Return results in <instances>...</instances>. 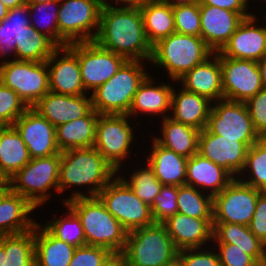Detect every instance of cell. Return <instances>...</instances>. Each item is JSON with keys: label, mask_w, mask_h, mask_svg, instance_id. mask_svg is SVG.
Wrapping results in <instances>:
<instances>
[{"label": "cell", "mask_w": 266, "mask_h": 266, "mask_svg": "<svg viewBox=\"0 0 266 266\" xmlns=\"http://www.w3.org/2000/svg\"><path fill=\"white\" fill-rule=\"evenodd\" d=\"M95 41L126 60L150 61L152 56L139 7H115L104 2Z\"/></svg>", "instance_id": "obj_1"}, {"label": "cell", "mask_w": 266, "mask_h": 266, "mask_svg": "<svg viewBox=\"0 0 266 266\" xmlns=\"http://www.w3.org/2000/svg\"><path fill=\"white\" fill-rule=\"evenodd\" d=\"M73 192L71 198L63 202L80 218L86 244L104 247L119 257L125 249L128 231L98 197Z\"/></svg>", "instance_id": "obj_2"}, {"label": "cell", "mask_w": 266, "mask_h": 266, "mask_svg": "<svg viewBox=\"0 0 266 266\" xmlns=\"http://www.w3.org/2000/svg\"><path fill=\"white\" fill-rule=\"evenodd\" d=\"M60 159V193L73 185H93L89 197H97L118 172L94 147L62 151Z\"/></svg>", "instance_id": "obj_3"}, {"label": "cell", "mask_w": 266, "mask_h": 266, "mask_svg": "<svg viewBox=\"0 0 266 266\" xmlns=\"http://www.w3.org/2000/svg\"><path fill=\"white\" fill-rule=\"evenodd\" d=\"M177 254L164 223L154 222L128 232L118 261L124 266H165L173 262Z\"/></svg>", "instance_id": "obj_4"}, {"label": "cell", "mask_w": 266, "mask_h": 266, "mask_svg": "<svg viewBox=\"0 0 266 266\" xmlns=\"http://www.w3.org/2000/svg\"><path fill=\"white\" fill-rule=\"evenodd\" d=\"M142 61L126 60L119 70L91 94L98 114L127 115L140 84L148 76Z\"/></svg>", "instance_id": "obj_5"}, {"label": "cell", "mask_w": 266, "mask_h": 266, "mask_svg": "<svg viewBox=\"0 0 266 266\" xmlns=\"http://www.w3.org/2000/svg\"><path fill=\"white\" fill-rule=\"evenodd\" d=\"M213 53L201 37L175 32L152 46L150 62L165 67L169 77L178 80Z\"/></svg>", "instance_id": "obj_6"}, {"label": "cell", "mask_w": 266, "mask_h": 266, "mask_svg": "<svg viewBox=\"0 0 266 266\" xmlns=\"http://www.w3.org/2000/svg\"><path fill=\"white\" fill-rule=\"evenodd\" d=\"M60 164V154L32 158L8 180L9 188L37 208L51 196L49 188L59 192Z\"/></svg>", "instance_id": "obj_7"}, {"label": "cell", "mask_w": 266, "mask_h": 266, "mask_svg": "<svg viewBox=\"0 0 266 266\" xmlns=\"http://www.w3.org/2000/svg\"><path fill=\"white\" fill-rule=\"evenodd\" d=\"M60 0L58 12L59 47L95 41L104 0ZM97 28L94 32V29ZM93 29V30H92ZM92 30V31H91Z\"/></svg>", "instance_id": "obj_8"}, {"label": "cell", "mask_w": 266, "mask_h": 266, "mask_svg": "<svg viewBox=\"0 0 266 266\" xmlns=\"http://www.w3.org/2000/svg\"><path fill=\"white\" fill-rule=\"evenodd\" d=\"M0 64V82L15 91L29 108L50 91L46 61L13 59Z\"/></svg>", "instance_id": "obj_9"}, {"label": "cell", "mask_w": 266, "mask_h": 266, "mask_svg": "<svg viewBox=\"0 0 266 266\" xmlns=\"http://www.w3.org/2000/svg\"><path fill=\"white\" fill-rule=\"evenodd\" d=\"M97 197L128 232L154 223L151 207L135 195L122 177L116 176Z\"/></svg>", "instance_id": "obj_10"}, {"label": "cell", "mask_w": 266, "mask_h": 266, "mask_svg": "<svg viewBox=\"0 0 266 266\" xmlns=\"http://www.w3.org/2000/svg\"><path fill=\"white\" fill-rule=\"evenodd\" d=\"M214 103L207 125L212 133L236 139L248 148L261 139L255 131L245 102L221 99Z\"/></svg>", "instance_id": "obj_11"}, {"label": "cell", "mask_w": 266, "mask_h": 266, "mask_svg": "<svg viewBox=\"0 0 266 266\" xmlns=\"http://www.w3.org/2000/svg\"><path fill=\"white\" fill-rule=\"evenodd\" d=\"M263 191L235 178L213 197V223H236L249 226Z\"/></svg>", "instance_id": "obj_12"}, {"label": "cell", "mask_w": 266, "mask_h": 266, "mask_svg": "<svg viewBox=\"0 0 266 266\" xmlns=\"http://www.w3.org/2000/svg\"><path fill=\"white\" fill-rule=\"evenodd\" d=\"M128 117V115L100 114L96 123L93 147L117 171L129 153V146L134 138L127 121Z\"/></svg>", "instance_id": "obj_13"}, {"label": "cell", "mask_w": 266, "mask_h": 266, "mask_svg": "<svg viewBox=\"0 0 266 266\" xmlns=\"http://www.w3.org/2000/svg\"><path fill=\"white\" fill-rule=\"evenodd\" d=\"M77 58L85 92L88 89L95 91L126 61L123 56L101 47L96 41L77 42Z\"/></svg>", "instance_id": "obj_14"}, {"label": "cell", "mask_w": 266, "mask_h": 266, "mask_svg": "<svg viewBox=\"0 0 266 266\" xmlns=\"http://www.w3.org/2000/svg\"><path fill=\"white\" fill-rule=\"evenodd\" d=\"M219 59L224 99L246 102L264 88L256 61L233 59L220 54Z\"/></svg>", "instance_id": "obj_15"}, {"label": "cell", "mask_w": 266, "mask_h": 266, "mask_svg": "<svg viewBox=\"0 0 266 266\" xmlns=\"http://www.w3.org/2000/svg\"><path fill=\"white\" fill-rule=\"evenodd\" d=\"M62 50V51H61ZM59 51L63 57L59 58ZM59 60H58V59ZM49 73L50 92L79 96L84 95L80 64L77 58V43L58 47L46 61Z\"/></svg>", "instance_id": "obj_16"}, {"label": "cell", "mask_w": 266, "mask_h": 266, "mask_svg": "<svg viewBox=\"0 0 266 266\" xmlns=\"http://www.w3.org/2000/svg\"><path fill=\"white\" fill-rule=\"evenodd\" d=\"M13 126L25 142L31 159L61 154L56 143V127L33 108H28Z\"/></svg>", "instance_id": "obj_17"}, {"label": "cell", "mask_w": 266, "mask_h": 266, "mask_svg": "<svg viewBox=\"0 0 266 266\" xmlns=\"http://www.w3.org/2000/svg\"><path fill=\"white\" fill-rule=\"evenodd\" d=\"M247 151L248 147L243 142L223 138L207 127L199 133L198 153L223 167L233 177L235 174L242 175Z\"/></svg>", "instance_id": "obj_18"}, {"label": "cell", "mask_w": 266, "mask_h": 266, "mask_svg": "<svg viewBox=\"0 0 266 266\" xmlns=\"http://www.w3.org/2000/svg\"><path fill=\"white\" fill-rule=\"evenodd\" d=\"M251 15L253 14L237 13L211 5H200V37L214 53L219 52L240 23Z\"/></svg>", "instance_id": "obj_19"}, {"label": "cell", "mask_w": 266, "mask_h": 266, "mask_svg": "<svg viewBox=\"0 0 266 266\" xmlns=\"http://www.w3.org/2000/svg\"><path fill=\"white\" fill-rule=\"evenodd\" d=\"M255 20L253 15L245 18L218 53L224 57L256 62L266 55V27L254 26Z\"/></svg>", "instance_id": "obj_20"}, {"label": "cell", "mask_w": 266, "mask_h": 266, "mask_svg": "<svg viewBox=\"0 0 266 266\" xmlns=\"http://www.w3.org/2000/svg\"><path fill=\"white\" fill-rule=\"evenodd\" d=\"M164 225L178 251L201 249L206 241L213 239V218H195L177 212Z\"/></svg>", "instance_id": "obj_21"}, {"label": "cell", "mask_w": 266, "mask_h": 266, "mask_svg": "<svg viewBox=\"0 0 266 266\" xmlns=\"http://www.w3.org/2000/svg\"><path fill=\"white\" fill-rule=\"evenodd\" d=\"M85 95L69 96L49 91L32 108L57 127L85 116L92 109L91 97L88 99Z\"/></svg>", "instance_id": "obj_22"}, {"label": "cell", "mask_w": 266, "mask_h": 266, "mask_svg": "<svg viewBox=\"0 0 266 266\" xmlns=\"http://www.w3.org/2000/svg\"><path fill=\"white\" fill-rule=\"evenodd\" d=\"M213 55L214 61L207 58L178 79L183 82V89L207 97L210 101L224 99L219 53Z\"/></svg>", "instance_id": "obj_23"}, {"label": "cell", "mask_w": 266, "mask_h": 266, "mask_svg": "<svg viewBox=\"0 0 266 266\" xmlns=\"http://www.w3.org/2000/svg\"><path fill=\"white\" fill-rule=\"evenodd\" d=\"M34 209L26 198L8 188L0 198V236L33 229L36 223L27 216Z\"/></svg>", "instance_id": "obj_24"}, {"label": "cell", "mask_w": 266, "mask_h": 266, "mask_svg": "<svg viewBox=\"0 0 266 266\" xmlns=\"http://www.w3.org/2000/svg\"><path fill=\"white\" fill-rule=\"evenodd\" d=\"M234 178L223 167L199 153L188 158L186 184L201 187V189H210L209 195L212 197L219 194Z\"/></svg>", "instance_id": "obj_25"}, {"label": "cell", "mask_w": 266, "mask_h": 266, "mask_svg": "<svg viewBox=\"0 0 266 266\" xmlns=\"http://www.w3.org/2000/svg\"><path fill=\"white\" fill-rule=\"evenodd\" d=\"M172 91L171 109L173 120L203 130L207 127L211 101L202 95L188 92L181 88L179 94Z\"/></svg>", "instance_id": "obj_26"}, {"label": "cell", "mask_w": 266, "mask_h": 266, "mask_svg": "<svg viewBox=\"0 0 266 266\" xmlns=\"http://www.w3.org/2000/svg\"><path fill=\"white\" fill-rule=\"evenodd\" d=\"M99 115L92 108L85 116L57 126L56 143L59 150L93 147Z\"/></svg>", "instance_id": "obj_27"}, {"label": "cell", "mask_w": 266, "mask_h": 266, "mask_svg": "<svg viewBox=\"0 0 266 266\" xmlns=\"http://www.w3.org/2000/svg\"><path fill=\"white\" fill-rule=\"evenodd\" d=\"M153 151L147 158L162 185L181 186L186 184L188 158L164 148L153 139Z\"/></svg>", "instance_id": "obj_28"}, {"label": "cell", "mask_w": 266, "mask_h": 266, "mask_svg": "<svg viewBox=\"0 0 266 266\" xmlns=\"http://www.w3.org/2000/svg\"><path fill=\"white\" fill-rule=\"evenodd\" d=\"M31 160L21 135L12 126L0 128V179L9 180Z\"/></svg>", "instance_id": "obj_29"}, {"label": "cell", "mask_w": 266, "mask_h": 266, "mask_svg": "<svg viewBox=\"0 0 266 266\" xmlns=\"http://www.w3.org/2000/svg\"><path fill=\"white\" fill-rule=\"evenodd\" d=\"M34 242L35 266H69L76 249L54 237L45 227L41 229L37 222L34 226Z\"/></svg>", "instance_id": "obj_30"}, {"label": "cell", "mask_w": 266, "mask_h": 266, "mask_svg": "<svg viewBox=\"0 0 266 266\" xmlns=\"http://www.w3.org/2000/svg\"><path fill=\"white\" fill-rule=\"evenodd\" d=\"M213 239L217 243L238 246L259 264L266 261V244L253 234L249 226L236 223H213Z\"/></svg>", "instance_id": "obj_31"}, {"label": "cell", "mask_w": 266, "mask_h": 266, "mask_svg": "<svg viewBox=\"0 0 266 266\" xmlns=\"http://www.w3.org/2000/svg\"><path fill=\"white\" fill-rule=\"evenodd\" d=\"M162 121L163 137L154 138L158 144L186 158L198 153L200 130L177 122L168 116H165Z\"/></svg>", "instance_id": "obj_32"}, {"label": "cell", "mask_w": 266, "mask_h": 266, "mask_svg": "<svg viewBox=\"0 0 266 266\" xmlns=\"http://www.w3.org/2000/svg\"><path fill=\"white\" fill-rule=\"evenodd\" d=\"M147 40L153 46L176 32L172 6L163 0H155L140 7Z\"/></svg>", "instance_id": "obj_33"}, {"label": "cell", "mask_w": 266, "mask_h": 266, "mask_svg": "<svg viewBox=\"0 0 266 266\" xmlns=\"http://www.w3.org/2000/svg\"><path fill=\"white\" fill-rule=\"evenodd\" d=\"M152 78L149 75L140 84L136 91L131 108L127 114L129 117L138 111L145 114H163L171 109V96L173 88L168 84L154 86ZM153 85V86H152Z\"/></svg>", "instance_id": "obj_34"}, {"label": "cell", "mask_w": 266, "mask_h": 266, "mask_svg": "<svg viewBox=\"0 0 266 266\" xmlns=\"http://www.w3.org/2000/svg\"><path fill=\"white\" fill-rule=\"evenodd\" d=\"M2 266H35L34 228L24 233L3 235Z\"/></svg>", "instance_id": "obj_35"}, {"label": "cell", "mask_w": 266, "mask_h": 266, "mask_svg": "<svg viewBox=\"0 0 266 266\" xmlns=\"http://www.w3.org/2000/svg\"><path fill=\"white\" fill-rule=\"evenodd\" d=\"M57 48L49 37L29 25L16 42L15 56L16 60L44 62Z\"/></svg>", "instance_id": "obj_36"}, {"label": "cell", "mask_w": 266, "mask_h": 266, "mask_svg": "<svg viewBox=\"0 0 266 266\" xmlns=\"http://www.w3.org/2000/svg\"><path fill=\"white\" fill-rule=\"evenodd\" d=\"M29 14L28 4L9 9L6 17L0 22V56L10 51H16V42L20 36L31 25L26 16Z\"/></svg>", "instance_id": "obj_37"}, {"label": "cell", "mask_w": 266, "mask_h": 266, "mask_svg": "<svg viewBox=\"0 0 266 266\" xmlns=\"http://www.w3.org/2000/svg\"><path fill=\"white\" fill-rule=\"evenodd\" d=\"M178 213L195 218H213V197H204L197 188L191 185L178 187Z\"/></svg>", "instance_id": "obj_38"}, {"label": "cell", "mask_w": 266, "mask_h": 266, "mask_svg": "<svg viewBox=\"0 0 266 266\" xmlns=\"http://www.w3.org/2000/svg\"><path fill=\"white\" fill-rule=\"evenodd\" d=\"M69 214L65 218L54 219V221H47L44 227L56 238L67 242L74 247L86 245V238L80 218L77 214L68 207ZM50 222V223H49Z\"/></svg>", "instance_id": "obj_39"}, {"label": "cell", "mask_w": 266, "mask_h": 266, "mask_svg": "<svg viewBox=\"0 0 266 266\" xmlns=\"http://www.w3.org/2000/svg\"><path fill=\"white\" fill-rule=\"evenodd\" d=\"M252 172V177L249 180L242 182L251 185L252 187L266 192V139L261 138L248 148L245 165L243 171Z\"/></svg>", "instance_id": "obj_40"}, {"label": "cell", "mask_w": 266, "mask_h": 266, "mask_svg": "<svg viewBox=\"0 0 266 266\" xmlns=\"http://www.w3.org/2000/svg\"><path fill=\"white\" fill-rule=\"evenodd\" d=\"M136 172L131 175V178L124 182L130 186L135 195L144 203L151 206L154 199L160 193L162 183L157 179L153 169L148 165L144 169L135 170Z\"/></svg>", "instance_id": "obj_41"}, {"label": "cell", "mask_w": 266, "mask_h": 266, "mask_svg": "<svg viewBox=\"0 0 266 266\" xmlns=\"http://www.w3.org/2000/svg\"><path fill=\"white\" fill-rule=\"evenodd\" d=\"M117 261L110 250L86 244L76 247L69 266H113Z\"/></svg>", "instance_id": "obj_42"}, {"label": "cell", "mask_w": 266, "mask_h": 266, "mask_svg": "<svg viewBox=\"0 0 266 266\" xmlns=\"http://www.w3.org/2000/svg\"><path fill=\"white\" fill-rule=\"evenodd\" d=\"M176 33L200 37L199 2L172 7Z\"/></svg>", "instance_id": "obj_43"}, {"label": "cell", "mask_w": 266, "mask_h": 266, "mask_svg": "<svg viewBox=\"0 0 266 266\" xmlns=\"http://www.w3.org/2000/svg\"><path fill=\"white\" fill-rule=\"evenodd\" d=\"M29 107L11 88L0 82V124L12 126Z\"/></svg>", "instance_id": "obj_44"}, {"label": "cell", "mask_w": 266, "mask_h": 266, "mask_svg": "<svg viewBox=\"0 0 266 266\" xmlns=\"http://www.w3.org/2000/svg\"><path fill=\"white\" fill-rule=\"evenodd\" d=\"M177 197L178 186L162 185L160 193L150 206L154 222L164 223L178 212Z\"/></svg>", "instance_id": "obj_45"}, {"label": "cell", "mask_w": 266, "mask_h": 266, "mask_svg": "<svg viewBox=\"0 0 266 266\" xmlns=\"http://www.w3.org/2000/svg\"><path fill=\"white\" fill-rule=\"evenodd\" d=\"M59 1H52V2H47V3H38V4H31L28 5L29 8V15H32V12H42V16H43V20L44 24H41L42 22L40 21V19H38L36 22V24L34 22L31 23V25L40 33L46 35L47 37H49L58 47H59V27H58V12H59V5H58ZM58 5V6H56ZM51 6L53 9L54 6V10L51 11ZM58 7V8H57ZM52 12V13H50ZM45 15V16H44ZM49 15V16H48ZM48 17V20L46 21ZM39 23V24H38ZM41 25L40 28L37 27ZM52 24V25H51ZM47 26V27H46ZM44 27H46L44 29ZM42 30V31H41Z\"/></svg>", "instance_id": "obj_46"}, {"label": "cell", "mask_w": 266, "mask_h": 266, "mask_svg": "<svg viewBox=\"0 0 266 266\" xmlns=\"http://www.w3.org/2000/svg\"><path fill=\"white\" fill-rule=\"evenodd\" d=\"M255 131L261 138L266 137V88L257 92L245 102Z\"/></svg>", "instance_id": "obj_47"}, {"label": "cell", "mask_w": 266, "mask_h": 266, "mask_svg": "<svg viewBox=\"0 0 266 266\" xmlns=\"http://www.w3.org/2000/svg\"><path fill=\"white\" fill-rule=\"evenodd\" d=\"M217 253L221 266H259V263L238 246L230 243H218Z\"/></svg>", "instance_id": "obj_48"}, {"label": "cell", "mask_w": 266, "mask_h": 266, "mask_svg": "<svg viewBox=\"0 0 266 266\" xmlns=\"http://www.w3.org/2000/svg\"><path fill=\"white\" fill-rule=\"evenodd\" d=\"M199 251V249H183L178 251L177 258L183 266H221L218 254Z\"/></svg>", "instance_id": "obj_49"}, {"label": "cell", "mask_w": 266, "mask_h": 266, "mask_svg": "<svg viewBox=\"0 0 266 266\" xmlns=\"http://www.w3.org/2000/svg\"><path fill=\"white\" fill-rule=\"evenodd\" d=\"M249 228L257 238L266 244V192H262L257 199Z\"/></svg>", "instance_id": "obj_50"}, {"label": "cell", "mask_w": 266, "mask_h": 266, "mask_svg": "<svg viewBox=\"0 0 266 266\" xmlns=\"http://www.w3.org/2000/svg\"><path fill=\"white\" fill-rule=\"evenodd\" d=\"M249 0H199V5H211L237 13H247Z\"/></svg>", "instance_id": "obj_51"}, {"label": "cell", "mask_w": 266, "mask_h": 266, "mask_svg": "<svg viewBox=\"0 0 266 266\" xmlns=\"http://www.w3.org/2000/svg\"><path fill=\"white\" fill-rule=\"evenodd\" d=\"M120 1L125 3L123 5L127 4V7H141L144 5H147L149 2L155 1V0H115V3L118 5L120 4ZM104 2H106V0H104Z\"/></svg>", "instance_id": "obj_52"}, {"label": "cell", "mask_w": 266, "mask_h": 266, "mask_svg": "<svg viewBox=\"0 0 266 266\" xmlns=\"http://www.w3.org/2000/svg\"><path fill=\"white\" fill-rule=\"evenodd\" d=\"M257 63L260 69L263 87L266 88V55H264Z\"/></svg>", "instance_id": "obj_53"}, {"label": "cell", "mask_w": 266, "mask_h": 266, "mask_svg": "<svg viewBox=\"0 0 266 266\" xmlns=\"http://www.w3.org/2000/svg\"><path fill=\"white\" fill-rule=\"evenodd\" d=\"M163 1L170 4L172 7L180 6V5H188V4H193V3L199 2V0H174V1L163 0Z\"/></svg>", "instance_id": "obj_54"}, {"label": "cell", "mask_w": 266, "mask_h": 266, "mask_svg": "<svg viewBox=\"0 0 266 266\" xmlns=\"http://www.w3.org/2000/svg\"><path fill=\"white\" fill-rule=\"evenodd\" d=\"M8 9L21 6L25 3L24 0H0Z\"/></svg>", "instance_id": "obj_55"}, {"label": "cell", "mask_w": 266, "mask_h": 266, "mask_svg": "<svg viewBox=\"0 0 266 266\" xmlns=\"http://www.w3.org/2000/svg\"><path fill=\"white\" fill-rule=\"evenodd\" d=\"M9 9L0 1V22L6 17Z\"/></svg>", "instance_id": "obj_56"}, {"label": "cell", "mask_w": 266, "mask_h": 266, "mask_svg": "<svg viewBox=\"0 0 266 266\" xmlns=\"http://www.w3.org/2000/svg\"><path fill=\"white\" fill-rule=\"evenodd\" d=\"M9 188L8 180L0 179V198L2 194Z\"/></svg>", "instance_id": "obj_57"}, {"label": "cell", "mask_w": 266, "mask_h": 266, "mask_svg": "<svg viewBox=\"0 0 266 266\" xmlns=\"http://www.w3.org/2000/svg\"><path fill=\"white\" fill-rule=\"evenodd\" d=\"M26 4H38V3H47L52 1H60V0H24Z\"/></svg>", "instance_id": "obj_58"}, {"label": "cell", "mask_w": 266, "mask_h": 266, "mask_svg": "<svg viewBox=\"0 0 266 266\" xmlns=\"http://www.w3.org/2000/svg\"><path fill=\"white\" fill-rule=\"evenodd\" d=\"M3 264V235L0 236V266Z\"/></svg>", "instance_id": "obj_59"}, {"label": "cell", "mask_w": 266, "mask_h": 266, "mask_svg": "<svg viewBox=\"0 0 266 266\" xmlns=\"http://www.w3.org/2000/svg\"><path fill=\"white\" fill-rule=\"evenodd\" d=\"M165 266H183L178 258H176L173 262L165 265Z\"/></svg>", "instance_id": "obj_60"}, {"label": "cell", "mask_w": 266, "mask_h": 266, "mask_svg": "<svg viewBox=\"0 0 266 266\" xmlns=\"http://www.w3.org/2000/svg\"><path fill=\"white\" fill-rule=\"evenodd\" d=\"M113 266H124L120 261H117Z\"/></svg>", "instance_id": "obj_61"}, {"label": "cell", "mask_w": 266, "mask_h": 266, "mask_svg": "<svg viewBox=\"0 0 266 266\" xmlns=\"http://www.w3.org/2000/svg\"><path fill=\"white\" fill-rule=\"evenodd\" d=\"M259 266H266V261L261 262Z\"/></svg>", "instance_id": "obj_62"}]
</instances>
